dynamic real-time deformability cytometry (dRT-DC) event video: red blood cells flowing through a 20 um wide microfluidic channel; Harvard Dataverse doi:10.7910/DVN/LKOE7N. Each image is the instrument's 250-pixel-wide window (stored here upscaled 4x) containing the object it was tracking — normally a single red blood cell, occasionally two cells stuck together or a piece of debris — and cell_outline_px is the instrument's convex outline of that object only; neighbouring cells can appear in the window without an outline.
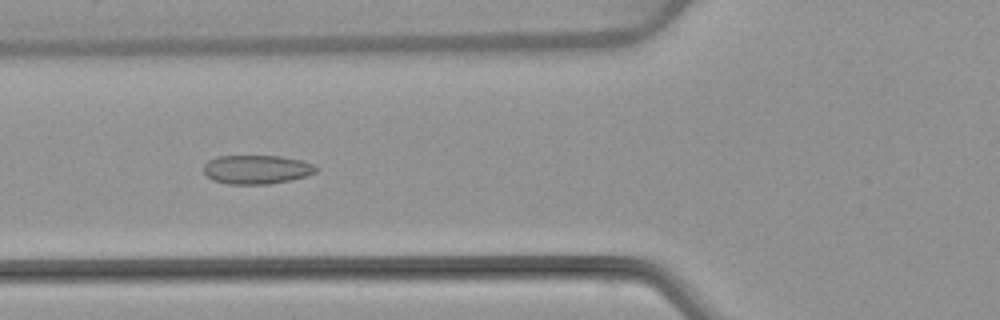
{"species": "common noctule bat (a hibernating species)", "species_latin": "Nyctalus noctula", "temperature_condition": "warm", "stored_images_in_passage": 6, "camera_frame_rate_fps": 3000, "um_per_image_px": 0.085, "animal": {"sex": "female", "body_mass_g": 22.7, "forearm_length_mm": 54.2}, "frame": {"image": 1, "passage_image": 5, "time_ms": 5.667, "image_size_px": [1000, 320], "cell_outline_px": [[320, 168], [316, 172], [292, 180], [268, 184], [228, 184], [212, 180], [204, 172], [204, 164], [208, 160], [216, 156], [280, 156], [304, 160]], "centroid_in_image_um": [21.83, 14.4], "position_along_channel_um": 104.0, "area_um2": 19.07}}
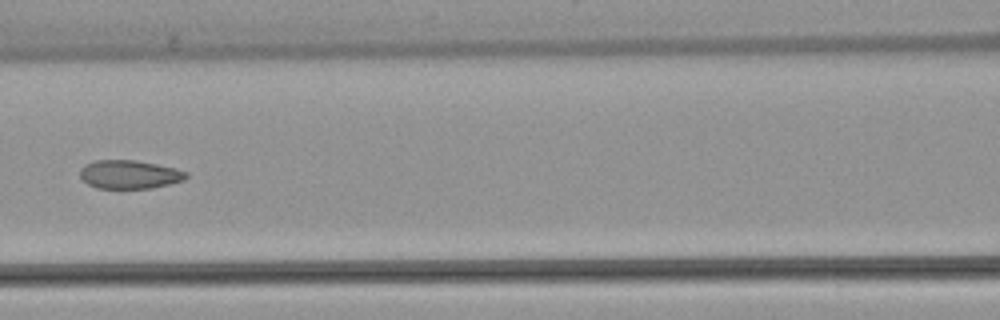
{"frame": {"image": 2, "passage_image": 6, "time_ms": 7.0, "image_size_px": [1000, 320], "cell_outline_px": [[188, 176], [184, 180], [152, 188], [96, 188], [88, 184], [80, 176], [80, 168], [84, 164], [92, 160], [136, 160], [176, 168], [188, 172]], "centroid_in_image_um": [10.99, 14.81], "position_along_channel_um": 155.6, "area_um2": 17.74}}